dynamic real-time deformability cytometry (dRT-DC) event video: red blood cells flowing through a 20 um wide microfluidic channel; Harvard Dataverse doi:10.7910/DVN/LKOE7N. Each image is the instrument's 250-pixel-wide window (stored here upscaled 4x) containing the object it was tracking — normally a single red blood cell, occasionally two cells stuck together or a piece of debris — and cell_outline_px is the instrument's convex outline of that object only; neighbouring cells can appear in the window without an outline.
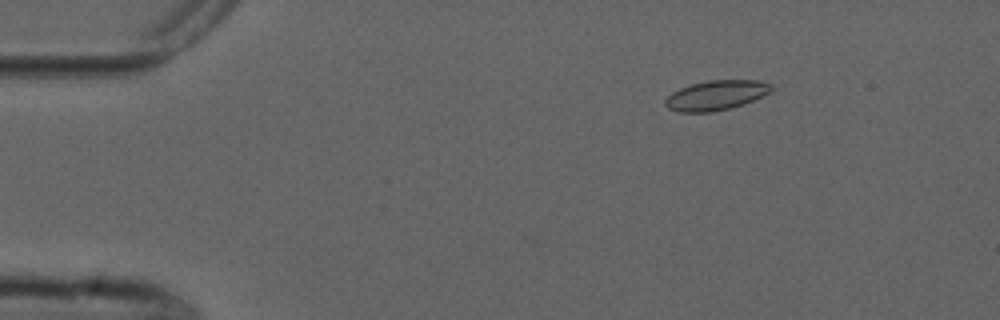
{"species": "common noctule bat (a hibernating species)", "species_latin": "Nyctalus noctula", "temperature_condition": "cold", "stored_images_in_passage": 5, "camera_frame_rate_fps": 3000, "um_per_image_px": 0.085, "animal": {"sex": "male", "forearm_length_mm": 52.5}, "frame": {"image": 1, "passage_image": 3, "time_ms": 2.333, "image_size_px": [1000, 320], "cell_outline_px": [[772, 88], [768, 92], [744, 104], [712, 112], [680, 112], [668, 108], [664, 104], [664, 100], [672, 92], [680, 88], [692, 84], [708, 80], [760, 80], [772, 84]], "centroid_in_image_um": [60.83, 8.09], "position_along_channel_um": 24.2, "area_um2": 18.21}}